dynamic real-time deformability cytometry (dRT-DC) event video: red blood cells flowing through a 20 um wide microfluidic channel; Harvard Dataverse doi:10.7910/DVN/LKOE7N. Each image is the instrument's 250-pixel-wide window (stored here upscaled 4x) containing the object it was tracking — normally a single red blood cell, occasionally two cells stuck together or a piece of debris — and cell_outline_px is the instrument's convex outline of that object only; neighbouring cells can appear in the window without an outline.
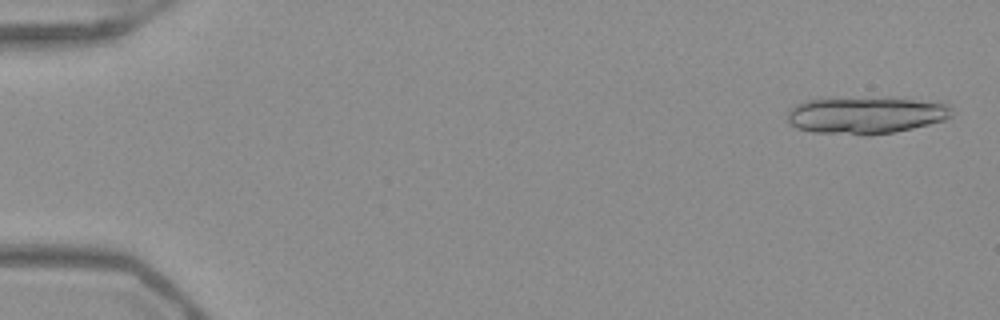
{"species": "Egyptian fruit bat (a non-hibernating species)", "species_latin": "Rousettus aegyptiacus", "temperature_condition": "warm", "stored_images_in_passage": 10, "camera_frame_rate_fps": 3000, "um_per_image_px": 0.085, "frame": {"image": 1, "passage_image": 2, "time_ms": 0.333, "image_size_px": [1000, 320], "cell_outline_px": [[952, 116], [944, 120], [912, 128], [892, 132], [868, 136], [864, 136], [812, 132], [796, 128], [788, 120], [788, 108], [804, 100], [820, 96], [888, 96], [948, 104], [952, 108]], "centroid_in_image_um": [73.52, 9.74], "position_along_channel_um": 11.5, "area_um2": 37.05}}